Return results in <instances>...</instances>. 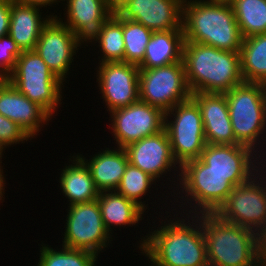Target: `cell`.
<instances>
[{"instance_id": "1", "label": "cell", "mask_w": 266, "mask_h": 266, "mask_svg": "<svg viewBox=\"0 0 266 266\" xmlns=\"http://www.w3.org/2000/svg\"><path fill=\"white\" fill-rule=\"evenodd\" d=\"M164 221L159 229L149 232L140 243V250L154 266H209L206 243L203 235L201 216ZM195 218V219H194ZM197 218V219H196ZM166 223V224H165ZM188 223V224H187ZM195 227V228H194Z\"/></svg>"}, {"instance_id": "2", "label": "cell", "mask_w": 266, "mask_h": 266, "mask_svg": "<svg viewBox=\"0 0 266 266\" xmlns=\"http://www.w3.org/2000/svg\"><path fill=\"white\" fill-rule=\"evenodd\" d=\"M182 61L191 94L225 93L244 83L239 52L184 41Z\"/></svg>"}, {"instance_id": "3", "label": "cell", "mask_w": 266, "mask_h": 266, "mask_svg": "<svg viewBox=\"0 0 266 266\" xmlns=\"http://www.w3.org/2000/svg\"><path fill=\"white\" fill-rule=\"evenodd\" d=\"M184 40L240 52L243 36L229 2L184 0Z\"/></svg>"}, {"instance_id": "4", "label": "cell", "mask_w": 266, "mask_h": 266, "mask_svg": "<svg viewBox=\"0 0 266 266\" xmlns=\"http://www.w3.org/2000/svg\"><path fill=\"white\" fill-rule=\"evenodd\" d=\"M201 225L209 266H257L256 232L215 213L201 214Z\"/></svg>"}, {"instance_id": "5", "label": "cell", "mask_w": 266, "mask_h": 266, "mask_svg": "<svg viewBox=\"0 0 266 266\" xmlns=\"http://www.w3.org/2000/svg\"><path fill=\"white\" fill-rule=\"evenodd\" d=\"M224 94L236 140L256 153L260 140L266 138L262 135L266 130V85L244 82Z\"/></svg>"}, {"instance_id": "6", "label": "cell", "mask_w": 266, "mask_h": 266, "mask_svg": "<svg viewBox=\"0 0 266 266\" xmlns=\"http://www.w3.org/2000/svg\"><path fill=\"white\" fill-rule=\"evenodd\" d=\"M179 170L180 190L186 193L181 199L186 198L191 205L189 208L193 210L190 209L188 214L216 213L235 187L225 175L210 170L201 158L184 163ZM192 201L195 202L194 206Z\"/></svg>"}, {"instance_id": "7", "label": "cell", "mask_w": 266, "mask_h": 266, "mask_svg": "<svg viewBox=\"0 0 266 266\" xmlns=\"http://www.w3.org/2000/svg\"><path fill=\"white\" fill-rule=\"evenodd\" d=\"M21 94L44 108L51 116L62 101L64 84L34 50L22 51L7 79Z\"/></svg>"}, {"instance_id": "8", "label": "cell", "mask_w": 266, "mask_h": 266, "mask_svg": "<svg viewBox=\"0 0 266 266\" xmlns=\"http://www.w3.org/2000/svg\"><path fill=\"white\" fill-rule=\"evenodd\" d=\"M170 114L172 121L168 120ZM165 129L178 167L200 158L206 145L205 132L201 110L192 97L165 112Z\"/></svg>"}, {"instance_id": "9", "label": "cell", "mask_w": 266, "mask_h": 266, "mask_svg": "<svg viewBox=\"0 0 266 266\" xmlns=\"http://www.w3.org/2000/svg\"><path fill=\"white\" fill-rule=\"evenodd\" d=\"M264 167L266 165L248 182L235 186L215 214L224 221L249 228L254 232L265 228L266 181L264 180L266 179V174H264L265 177L264 175L262 176ZM258 178L259 180H257Z\"/></svg>"}, {"instance_id": "10", "label": "cell", "mask_w": 266, "mask_h": 266, "mask_svg": "<svg viewBox=\"0 0 266 266\" xmlns=\"http://www.w3.org/2000/svg\"><path fill=\"white\" fill-rule=\"evenodd\" d=\"M190 97L183 62L139 70L140 101L167 112Z\"/></svg>"}, {"instance_id": "11", "label": "cell", "mask_w": 266, "mask_h": 266, "mask_svg": "<svg viewBox=\"0 0 266 266\" xmlns=\"http://www.w3.org/2000/svg\"><path fill=\"white\" fill-rule=\"evenodd\" d=\"M69 207L62 246L94 253L96 256L109 244V231L104 225L97 200L72 204Z\"/></svg>"}, {"instance_id": "12", "label": "cell", "mask_w": 266, "mask_h": 266, "mask_svg": "<svg viewBox=\"0 0 266 266\" xmlns=\"http://www.w3.org/2000/svg\"><path fill=\"white\" fill-rule=\"evenodd\" d=\"M109 114L117 148H125L165 129V112L140 100Z\"/></svg>"}, {"instance_id": "13", "label": "cell", "mask_w": 266, "mask_h": 266, "mask_svg": "<svg viewBox=\"0 0 266 266\" xmlns=\"http://www.w3.org/2000/svg\"><path fill=\"white\" fill-rule=\"evenodd\" d=\"M81 43L83 42L55 15L42 29L34 51L64 82L73 62V56L76 55L77 47H80Z\"/></svg>"}, {"instance_id": "14", "label": "cell", "mask_w": 266, "mask_h": 266, "mask_svg": "<svg viewBox=\"0 0 266 266\" xmlns=\"http://www.w3.org/2000/svg\"><path fill=\"white\" fill-rule=\"evenodd\" d=\"M254 152L255 150L242 144H206L200 158L210 170L225 175L234 186H237L248 182L262 169L264 164H261V161L256 162L261 156ZM256 163L262 167L256 166Z\"/></svg>"}, {"instance_id": "15", "label": "cell", "mask_w": 266, "mask_h": 266, "mask_svg": "<svg viewBox=\"0 0 266 266\" xmlns=\"http://www.w3.org/2000/svg\"><path fill=\"white\" fill-rule=\"evenodd\" d=\"M97 81L108 111L139 101V67L126 62L100 63Z\"/></svg>"}, {"instance_id": "16", "label": "cell", "mask_w": 266, "mask_h": 266, "mask_svg": "<svg viewBox=\"0 0 266 266\" xmlns=\"http://www.w3.org/2000/svg\"><path fill=\"white\" fill-rule=\"evenodd\" d=\"M184 0H131L116 13L124 20L138 22L152 32L183 30Z\"/></svg>"}, {"instance_id": "17", "label": "cell", "mask_w": 266, "mask_h": 266, "mask_svg": "<svg viewBox=\"0 0 266 266\" xmlns=\"http://www.w3.org/2000/svg\"><path fill=\"white\" fill-rule=\"evenodd\" d=\"M125 151L130 164L140 168L155 180L178 163L175 161L166 129L127 145ZM171 169V170H170ZM161 175V176H160Z\"/></svg>"}, {"instance_id": "18", "label": "cell", "mask_w": 266, "mask_h": 266, "mask_svg": "<svg viewBox=\"0 0 266 266\" xmlns=\"http://www.w3.org/2000/svg\"><path fill=\"white\" fill-rule=\"evenodd\" d=\"M202 114L206 144H240L233 133L228 103L224 93L191 94Z\"/></svg>"}, {"instance_id": "19", "label": "cell", "mask_w": 266, "mask_h": 266, "mask_svg": "<svg viewBox=\"0 0 266 266\" xmlns=\"http://www.w3.org/2000/svg\"><path fill=\"white\" fill-rule=\"evenodd\" d=\"M0 114L17 123L32 139L52 116L21 94L8 80L0 83ZM43 123V124H42Z\"/></svg>"}, {"instance_id": "20", "label": "cell", "mask_w": 266, "mask_h": 266, "mask_svg": "<svg viewBox=\"0 0 266 266\" xmlns=\"http://www.w3.org/2000/svg\"><path fill=\"white\" fill-rule=\"evenodd\" d=\"M67 21L63 22L84 44L113 14L108 0H66Z\"/></svg>"}, {"instance_id": "21", "label": "cell", "mask_w": 266, "mask_h": 266, "mask_svg": "<svg viewBox=\"0 0 266 266\" xmlns=\"http://www.w3.org/2000/svg\"><path fill=\"white\" fill-rule=\"evenodd\" d=\"M40 9L41 7L39 6L23 4L17 0L11 2L8 34L21 51L35 49L42 29L54 16V14L51 17L49 15L44 20L40 15Z\"/></svg>"}, {"instance_id": "22", "label": "cell", "mask_w": 266, "mask_h": 266, "mask_svg": "<svg viewBox=\"0 0 266 266\" xmlns=\"http://www.w3.org/2000/svg\"><path fill=\"white\" fill-rule=\"evenodd\" d=\"M78 156L89 168L95 186L100 192L115 191L129 163L124 148H116L115 150L106 148V150L95 154L89 161L84 156Z\"/></svg>"}, {"instance_id": "23", "label": "cell", "mask_w": 266, "mask_h": 266, "mask_svg": "<svg viewBox=\"0 0 266 266\" xmlns=\"http://www.w3.org/2000/svg\"><path fill=\"white\" fill-rule=\"evenodd\" d=\"M183 30L153 32L146 46L144 59L139 69H153L183 62Z\"/></svg>"}, {"instance_id": "24", "label": "cell", "mask_w": 266, "mask_h": 266, "mask_svg": "<svg viewBox=\"0 0 266 266\" xmlns=\"http://www.w3.org/2000/svg\"><path fill=\"white\" fill-rule=\"evenodd\" d=\"M73 164L61 171L60 187L69 199V205L97 200L100 191L96 188L91 172L84 161L77 155L72 156Z\"/></svg>"}, {"instance_id": "25", "label": "cell", "mask_w": 266, "mask_h": 266, "mask_svg": "<svg viewBox=\"0 0 266 266\" xmlns=\"http://www.w3.org/2000/svg\"><path fill=\"white\" fill-rule=\"evenodd\" d=\"M104 225L112 234L111 226L135 225L143 217V210L116 191H102L97 198Z\"/></svg>"}, {"instance_id": "26", "label": "cell", "mask_w": 266, "mask_h": 266, "mask_svg": "<svg viewBox=\"0 0 266 266\" xmlns=\"http://www.w3.org/2000/svg\"><path fill=\"white\" fill-rule=\"evenodd\" d=\"M239 54L244 82L266 85V33L243 38Z\"/></svg>"}, {"instance_id": "27", "label": "cell", "mask_w": 266, "mask_h": 266, "mask_svg": "<svg viewBox=\"0 0 266 266\" xmlns=\"http://www.w3.org/2000/svg\"><path fill=\"white\" fill-rule=\"evenodd\" d=\"M89 40L100 44L101 63L124 62L123 19L117 13H113Z\"/></svg>"}, {"instance_id": "28", "label": "cell", "mask_w": 266, "mask_h": 266, "mask_svg": "<svg viewBox=\"0 0 266 266\" xmlns=\"http://www.w3.org/2000/svg\"><path fill=\"white\" fill-rule=\"evenodd\" d=\"M243 38L266 33V0L230 2Z\"/></svg>"}, {"instance_id": "29", "label": "cell", "mask_w": 266, "mask_h": 266, "mask_svg": "<svg viewBox=\"0 0 266 266\" xmlns=\"http://www.w3.org/2000/svg\"><path fill=\"white\" fill-rule=\"evenodd\" d=\"M37 266H95L97 256L89 251L62 246V251L41 245Z\"/></svg>"}, {"instance_id": "30", "label": "cell", "mask_w": 266, "mask_h": 266, "mask_svg": "<svg viewBox=\"0 0 266 266\" xmlns=\"http://www.w3.org/2000/svg\"><path fill=\"white\" fill-rule=\"evenodd\" d=\"M152 33L138 22L123 19L124 62L138 66L143 61Z\"/></svg>"}, {"instance_id": "31", "label": "cell", "mask_w": 266, "mask_h": 266, "mask_svg": "<svg viewBox=\"0 0 266 266\" xmlns=\"http://www.w3.org/2000/svg\"><path fill=\"white\" fill-rule=\"evenodd\" d=\"M154 181L156 180L149 174L128 163L121 182L115 191L134 202L145 212L147 206L141 199L149 191Z\"/></svg>"}, {"instance_id": "32", "label": "cell", "mask_w": 266, "mask_h": 266, "mask_svg": "<svg viewBox=\"0 0 266 266\" xmlns=\"http://www.w3.org/2000/svg\"><path fill=\"white\" fill-rule=\"evenodd\" d=\"M22 51L9 34L0 37V77L7 80L13 73Z\"/></svg>"}, {"instance_id": "33", "label": "cell", "mask_w": 266, "mask_h": 266, "mask_svg": "<svg viewBox=\"0 0 266 266\" xmlns=\"http://www.w3.org/2000/svg\"><path fill=\"white\" fill-rule=\"evenodd\" d=\"M29 138L17 123L0 114V149L2 151L9 145L23 143L25 140L28 141Z\"/></svg>"}, {"instance_id": "34", "label": "cell", "mask_w": 266, "mask_h": 266, "mask_svg": "<svg viewBox=\"0 0 266 266\" xmlns=\"http://www.w3.org/2000/svg\"><path fill=\"white\" fill-rule=\"evenodd\" d=\"M256 263L266 266V227L256 232Z\"/></svg>"}, {"instance_id": "35", "label": "cell", "mask_w": 266, "mask_h": 266, "mask_svg": "<svg viewBox=\"0 0 266 266\" xmlns=\"http://www.w3.org/2000/svg\"><path fill=\"white\" fill-rule=\"evenodd\" d=\"M11 2H0V37L9 32Z\"/></svg>"}, {"instance_id": "36", "label": "cell", "mask_w": 266, "mask_h": 266, "mask_svg": "<svg viewBox=\"0 0 266 266\" xmlns=\"http://www.w3.org/2000/svg\"><path fill=\"white\" fill-rule=\"evenodd\" d=\"M18 2H21L23 4H28L32 6H39V7H47L51 6L50 4L60 2L58 0H17Z\"/></svg>"}, {"instance_id": "37", "label": "cell", "mask_w": 266, "mask_h": 266, "mask_svg": "<svg viewBox=\"0 0 266 266\" xmlns=\"http://www.w3.org/2000/svg\"><path fill=\"white\" fill-rule=\"evenodd\" d=\"M131 0H108L110 10L116 13L121 7Z\"/></svg>"}, {"instance_id": "38", "label": "cell", "mask_w": 266, "mask_h": 266, "mask_svg": "<svg viewBox=\"0 0 266 266\" xmlns=\"http://www.w3.org/2000/svg\"><path fill=\"white\" fill-rule=\"evenodd\" d=\"M2 168V166H1V164H0V201L2 200V198H3V193L5 192L4 190L5 189H3L5 186V178H4V175H3V170L1 169Z\"/></svg>"}, {"instance_id": "39", "label": "cell", "mask_w": 266, "mask_h": 266, "mask_svg": "<svg viewBox=\"0 0 266 266\" xmlns=\"http://www.w3.org/2000/svg\"><path fill=\"white\" fill-rule=\"evenodd\" d=\"M209 1H215V2H231L232 0H209Z\"/></svg>"}, {"instance_id": "40", "label": "cell", "mask_w": 266, "mask_h": 266, "mask_svg": "<svg viewBox=\"0 0 266 266\" xmlns=\"http://www.w3.org/2000/svg\"><path fill=\"white\" fill-rule=\"evenodd\" d=\"M2 152H3V151L0 149V164L2 163V162H1V161H2V160H1L2 158H1V157H2V155H3Z\"/></svg>"}, {"instance_id": "41", "label": "cell", "mask_w": 266, "mask_h": 266, "mask_svg": "<svg viewBox=\"0 0 266 266\" xmlns=\"http://www.w3.org/2000/svg\"><path fill=\"white\" fill-rule=\"evenodd\" d=\"M14 0H0V2H12Z\"/></svg>"}]
</instances>
